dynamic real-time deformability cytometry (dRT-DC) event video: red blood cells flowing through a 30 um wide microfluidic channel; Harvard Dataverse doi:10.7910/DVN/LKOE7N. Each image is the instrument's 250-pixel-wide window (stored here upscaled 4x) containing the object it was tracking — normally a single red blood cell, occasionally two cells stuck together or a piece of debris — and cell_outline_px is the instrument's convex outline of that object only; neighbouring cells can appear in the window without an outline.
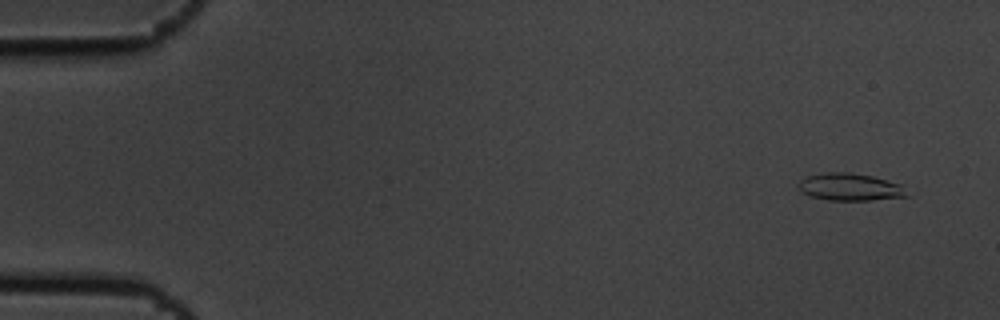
{"species": "common noctule bat (a hibernating species)", "species_latin": "Nyctalus noctula", "temperature_condition": "cold", "stored_images_in_passage": 6, "camera_frame_rate_fps": 3000, "um_per_image_px": 0.085, "animal": {"sex": "male", "body_mass_g": 19.5, "forearm_length_mm": 54.6}, "frame": {"image": 1, "passage_image": 1, "time_ms": 0.0, "image_size_px": [1000, 320], "cell_outline_px": [[908, 196], [872, 200], [828, 200], [808, 196], [800, 188], [800, 180], [808, 176], [824, 172], [848, 172], [872, 176], [904, 184]], "centroid_in_image_um": [72.3, 15.89], "position_along_channel_um": 12.7, "area_um2": 17.28}}
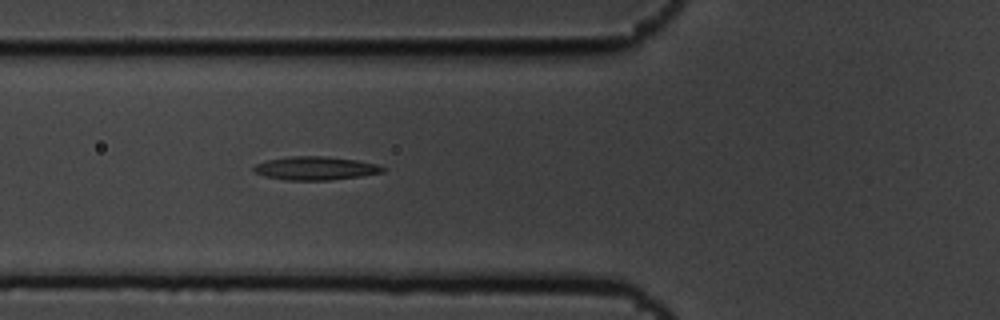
{"frame": {"image": 2, "passage_image": 6, "time_ms": 1.667, "image_size_px": [1000, 320], "cell_outline_px": [[384, 172], [360, 176], [332, 180], [284, 180], [264, 176], [256, 172], [252, 168], [256, 164], [268, 160], [292, 156], [328, 156], [356, 160], [376, 164], [384, 168]], "centroid_in_image_um": [26.81, 14.3], "position_along_channel_um": 99.0, "area_um2": 17.51}}